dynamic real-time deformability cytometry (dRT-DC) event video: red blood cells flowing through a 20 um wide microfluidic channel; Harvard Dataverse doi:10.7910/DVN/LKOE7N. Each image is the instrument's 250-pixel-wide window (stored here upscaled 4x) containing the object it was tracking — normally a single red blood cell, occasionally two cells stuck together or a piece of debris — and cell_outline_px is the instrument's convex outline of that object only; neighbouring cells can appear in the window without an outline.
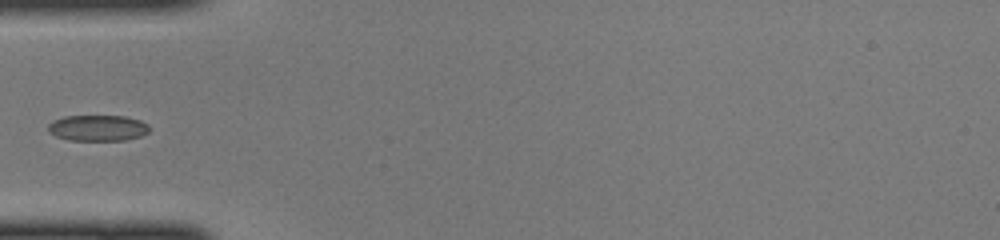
{"species": "common noctule bat (a hibernating species)", "species_latin": "Nyctalus noctula", "temperature_condition": "cold", "stored_images_in_passage": 24, "camera_frame_rate_fps": 3000, "um_per_image_px": 0.085, "animal": {"sex": "female", "body_mass_g": 22.0, "forearm_length_mm": 56.7}, "frame": {"image": 1, "passage_image": 1, "time_ms": 0.0, "image_size_px": [1000, 240], "cell_outline_px": [[148, 132], [140, 136], [124, 140], [68, 140], [56, 136], [48, 132], [48, 124], [52, 120], [64, 116], [124, 116], [140, 120], [148, 124]], "centroid_in_image_um": [8.27, 10.87], "position_along_channel_um": 76.7, "area_um2": 15.32}}
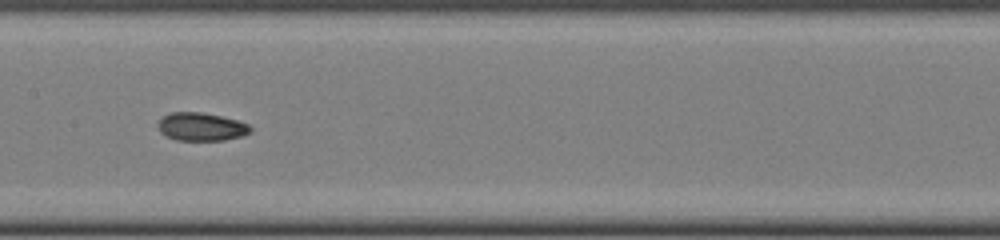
{"frame": {"image": 2, "passage_image": 9, "time_ms": 2.667, "image_size_px": [1000, 240], "cell_outline_px": [[252, 132], [244, 136], [224, 140], [176, 140], [160, 132], [156, 124], [160, 116], [172, 112], [200, 112], [220, 116], [236, 120], [248, 124], [252, 128]], "centroid_in_image_um": [17.09, 10.77], "position_along_channel_um": 190.3, "area_um2": 15.32}}
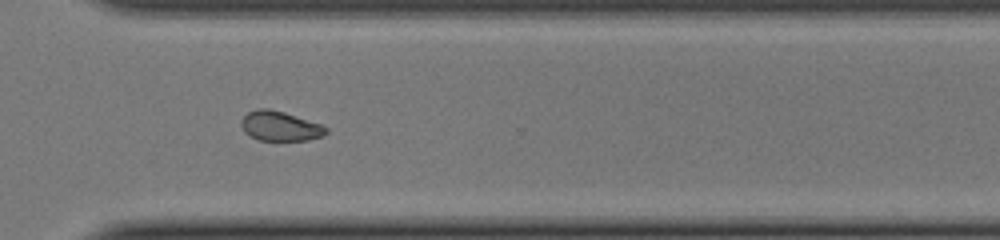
{"frame": {"image": 3, "passage_image": 20, "time_ms": 6.333, "image_size_px": [1000, 240], "cell_outline_px": [[328, 132], [324, 136], [308, 140], [260, 140], [248, 136], [244, 132], [240, 124], [240, 120], [248, 112], [256, 108], [268, 108], [284, 112], [320, 124], [328, 128]], "centroid_in_image_um": [23.78, 10.72], "position_along_channel_um": 346.8, "area_um2": 14.8}}